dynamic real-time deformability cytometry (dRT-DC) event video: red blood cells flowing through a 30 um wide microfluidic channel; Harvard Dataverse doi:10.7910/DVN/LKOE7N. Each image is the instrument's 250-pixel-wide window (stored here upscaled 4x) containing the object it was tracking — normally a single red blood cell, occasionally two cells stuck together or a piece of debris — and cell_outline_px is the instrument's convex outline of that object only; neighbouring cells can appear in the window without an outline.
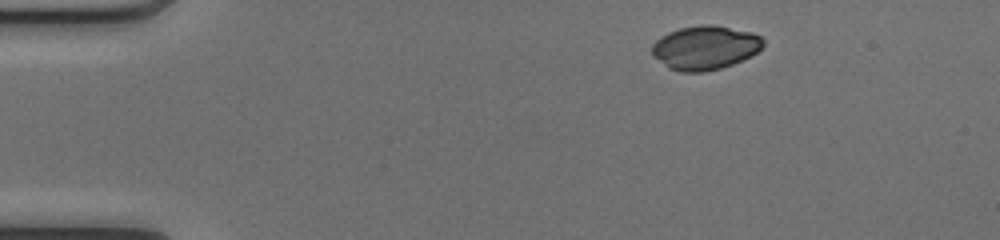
{"species": "common noctule bat (a hibernating species)", "species_latin": "Nyctalus noctula", "temperature_condition": "cold", "stored_images_in_passage": 43, "camera_frame_rate_fps": 3000, "um_per_image_px": 0.085, "animal": {"sex": "female", "body_mass_g": 17.0, "forearm_length_mm": 48.0}, "frame": {"image": 1, "passage_image": 1, "time_ms": 0.0, "image_size_px": [1000, 240], "cell_outline_px": [[764, 44], [752, 56], [732, 64], [720, 68], [704, 72], [680, 72], [668, 68], [652, 56], [652, 44], [660, 36], [668, 32], [680, 28], [700, 24], [712, 24], [752, 32], [760, 36], [764, 40]], "centroid_in_image_um": [59.91, 4.05], "position_along_channel_um": 25.1, "area_um2": 28.67}}
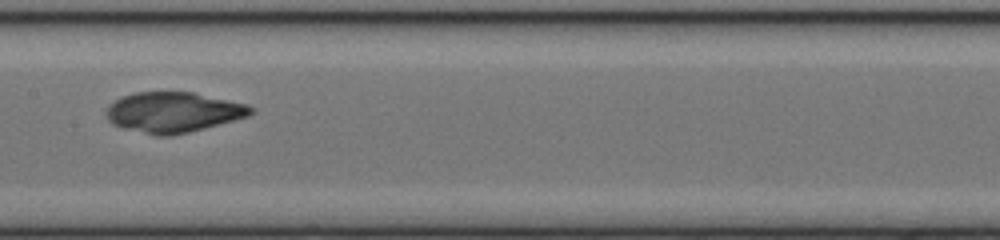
{"frame": {"image": 2, "passage_image": 19, "time_ms": 6.0, "image_size_px": [1000, 240], "cell_outline_px": [[256, 108], [248, 116], [204, 128], [188, 132], [168, 136], [156, 136], [124, 128], [112, 124], [108, 120], [108, 104], [120, 96], [136, 92], [192, 92], [248, 104]], "centroid_in_image_um": [14.72, 9.53], "position_along_channel_um": 192.7, "area_um2": 33.87}}
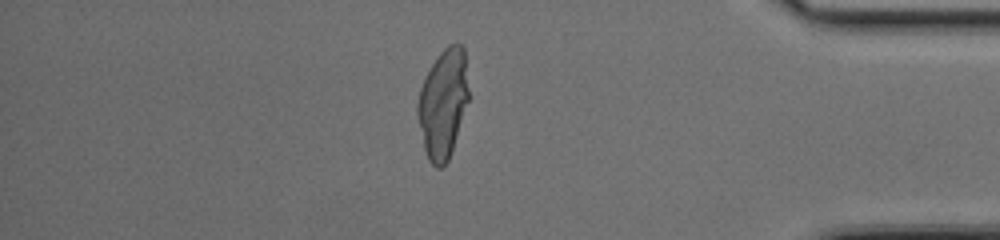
{"frame": {"image": 3, "passage_image": 36, "time_ms": 11.667, "image_size_px": [1000, 240], "cell_outline_px": [[468, 100], [448, 160], [440, 168], [436, 168], [428, 160], [424, 148], [416, 116], [416, 104], [420, 88], [432, 64], [440, 52], [448, 44], [456, 40], [464, 48], [468, 88]], "centroid_in_image_um": [37.64, 8.77], "position_along_channel_um": 397.6, "area_um2": 32.25}}